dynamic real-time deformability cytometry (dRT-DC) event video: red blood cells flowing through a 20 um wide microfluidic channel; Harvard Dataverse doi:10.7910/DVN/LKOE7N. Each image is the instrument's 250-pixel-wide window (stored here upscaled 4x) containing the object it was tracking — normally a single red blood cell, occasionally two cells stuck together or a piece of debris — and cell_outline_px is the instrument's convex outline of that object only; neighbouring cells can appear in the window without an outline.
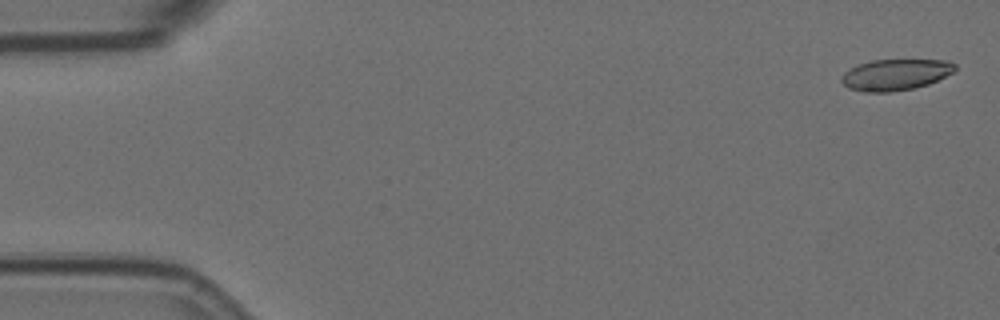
{"species": "Egyptian fruit bat (a non-hibernating species)", "species_latin": "Rousettus aegyptiacus", "temperature_condition": "room temperature", "stored_images_in_passage": 5, "camera_frame_rate_fps": 3000, "um_per_image_px": 0.085, "animal": {"sex": "female"}, "frame": {"image": 1, "passage_image": 1, "time_ms": 0.0, "image_size_px": [1000, 320], "cell_outline_px": [[956, 68], [952, 72], [928, 84], [912, 88], [892, 92], [864, 92], [848, 88], [840, 80], [844, 72], [856, 64], [872, 60], [948, 60], [956, 64]], "centroid_in_image_um": [76.07, 6.34], "position_along_channel_um": 8.9, "area_um2": 20.58}}
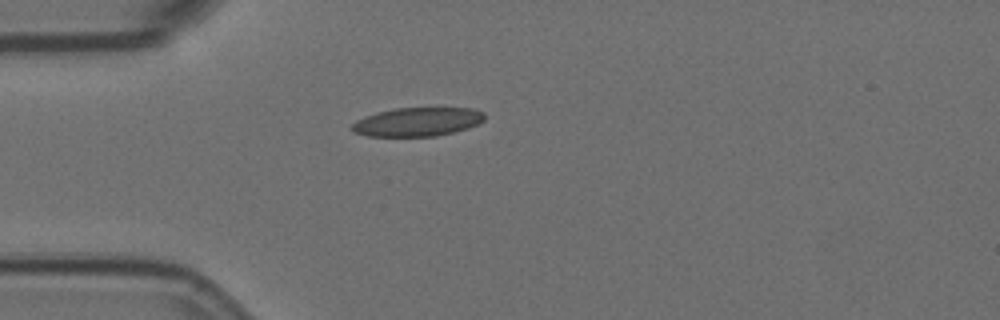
{"frame": {"image": 2, "passage_image": 5, "time_ms": 1.333, "image_size_px": [1000, 320], "cell_outline_px": [[484, 120], [468, 128], [436, 136], [368, 136], [352, 132], [352, 124], [356, 120], [364, 116], [396, 108], [472, 108], [484, 112]], "centroid_in_image_um": [35.47, 10.36], "position_along_channel_um": 49.5, "area_um2": 22.08}}